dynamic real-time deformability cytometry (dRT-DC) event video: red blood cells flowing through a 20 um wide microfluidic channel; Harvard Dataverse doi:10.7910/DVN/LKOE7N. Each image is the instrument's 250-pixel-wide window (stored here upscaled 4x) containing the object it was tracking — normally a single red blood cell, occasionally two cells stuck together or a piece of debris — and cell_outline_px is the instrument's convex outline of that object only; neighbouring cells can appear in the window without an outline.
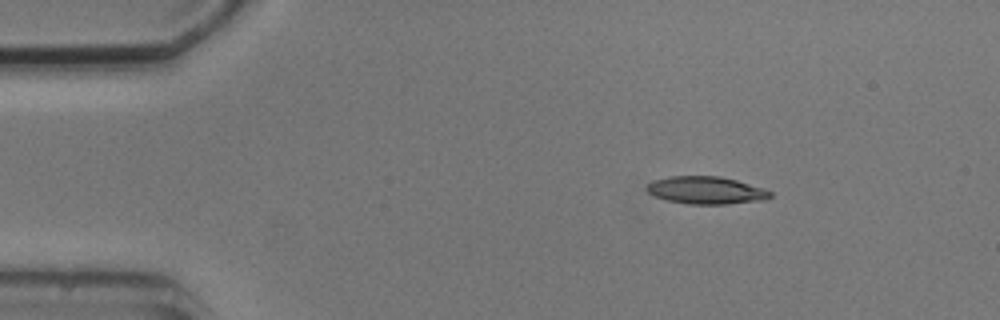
{"species": "common noctule bat (a hibernating species)", "species_latin": "Nyctalus noctula", "temperature_condition": "cold", "stored_images_in_passage": 3, "camera_frame_rate_fps": 3000, "um_per_image_px": 0.085, "animal": {"sex": "male", "body_mass_g": 20.5, "forearm_length_mm": 52.5}, "frame": {"image": 1, "passage_image": 1, "time_ms": 0.0, "image_size_px": [1000, 320], "cell_outline_px": [[772, 196], [764, 200], [728, 204], [688, 204], [668, 200], [656, 196], [648, 192], [644, 188], [652, 180], [668, 176], [720, 176], [736, 180], [764, 188], [772, 192]], "centroid_in_image_um": [60.02, 16.17], "position_along_channel_um": 25.0, "area_um2": 19.88}}